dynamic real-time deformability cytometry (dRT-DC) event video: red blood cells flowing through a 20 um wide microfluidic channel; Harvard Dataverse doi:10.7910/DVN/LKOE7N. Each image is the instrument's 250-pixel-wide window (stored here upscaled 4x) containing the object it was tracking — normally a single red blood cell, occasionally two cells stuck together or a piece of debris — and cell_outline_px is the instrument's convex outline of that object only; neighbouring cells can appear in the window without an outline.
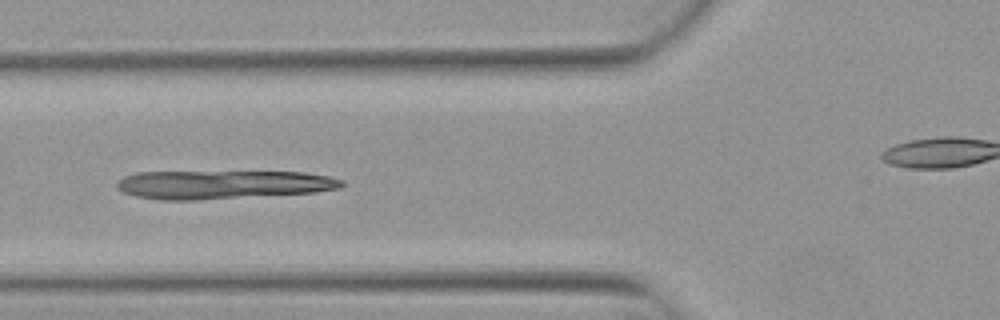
{"species": "Egyptian fruit bat (a non-hibernating species)", "species_latin": "Rousettus aegyptiacus", "temperature_condition": "warm", "stored_images_in_passage": 3, "camera_frame_rate_fps": 3000, "um_per_image_px": 0.085, "animal": {"sex": "female"}, "frame": {"image": 1, "passage_image": 3, "time_ms": 0.667, "image_size_px": [1000, 320], "cell_outline_px": [[344, 184], [340, 188], [316, 192], [196, 200], [160, 200], [136, 196], [124, 192], [116, 188], [116, 180], [124, 176], [136, 172], [304, 172], [328, 176], [344, 180]], "centroid_in_image_um": [18.92, 15.69], "position_along_channel_um": 106.9, "area_um2": 37.51}}